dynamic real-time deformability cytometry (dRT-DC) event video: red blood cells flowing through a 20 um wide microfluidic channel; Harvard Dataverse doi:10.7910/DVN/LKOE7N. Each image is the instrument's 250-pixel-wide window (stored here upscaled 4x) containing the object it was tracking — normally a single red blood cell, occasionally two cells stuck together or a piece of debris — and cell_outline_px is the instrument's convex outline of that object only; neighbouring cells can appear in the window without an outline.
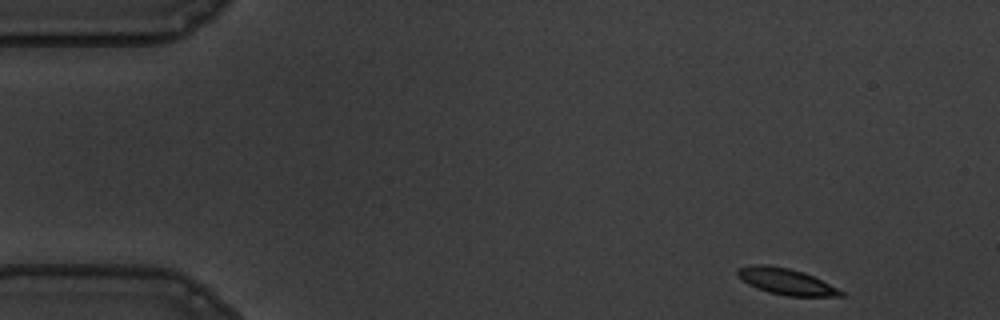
{"species": "common noctule bat (a hibernating species)", "species_latin": "Nyctalus noctula", "temperature_condition": "warm", "stored_images_in_passage": 52, "camera_frame_rate_fps": 3000, "um_per_image_px": 0.085, "animal": {"sex": "male", "body_mass_g": 19.5, "forearm_length_mm": 54.6}, "frame": {"image": 1, "passage_image": 1, "time_ms": 0.0, "image_size_px": [1000, 320], "cell_outline_px": [[844, 296], [788, 296], [768, 292], [756, 288], [748, 284], [736, 276], [736, 268], [752, 264], [768, 264], [788, 268], [804, 272], [844, 292]], "centroid_in_image_um": [66.73, 23.91], "position_along_channel_um": 18.3, "area_um2": 15.78}}
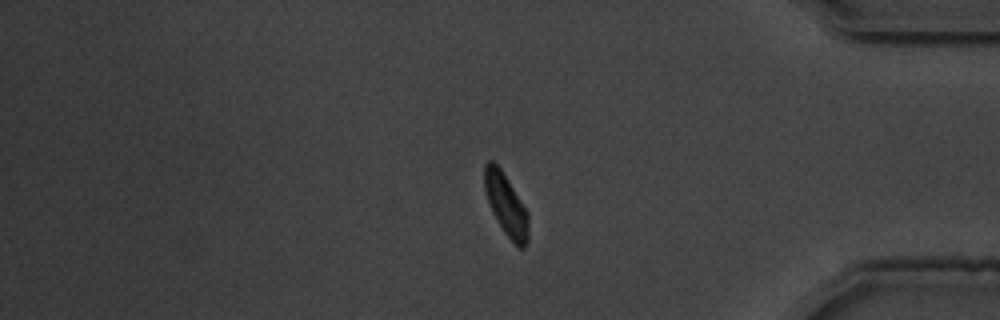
{"frame": {"image": 2, "passage_image": 43, "time_ms": 14.0, "image_size_px": [1000, 320], "cell_outline_px": [[528, 240], [524, 248], [520, 248], [504, 232], [496, 220], [492, 212], [484, 188], [484, 164], [488, 160], [492, 160], [500, 168], [508, 180], [528, 212]], "centroid_in_image_um": [43.0, 17.39], "position_along_channel_um": 392.2, "area_um2": 15.66}}
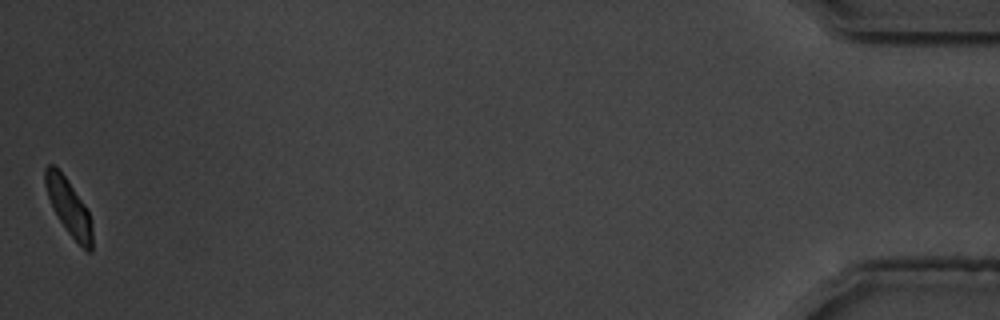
{"frame": {"image": 3, "passage_image": 52, "time_ms": 17.0, "image_size_px": [1000, 320], "cell_outline_px": [[92, 252], [88, 252], [68, 232], [60, 220], [48, 196], [44, 184], [44, 168], [48, 164], [52, 164], [68, 180], [84, 204], [88, 212], [92, 224]], "centroid_in_image_um": [5.84, 17.58], "position_along_channel_um": 429.4, "area_um2": 14.91}, "authors_computed_cell_mechanics": {"area_um2": 16.4152, "velocity_mm_per_s": 3.5443, "shape_relaxation_time_tau1_ms": 1.9302, "shape_relaxation_time_tau2_ms": 1.1088, "deformation_change_tau1": 0.1081, "deformation_change_tau2": 0.0528}}